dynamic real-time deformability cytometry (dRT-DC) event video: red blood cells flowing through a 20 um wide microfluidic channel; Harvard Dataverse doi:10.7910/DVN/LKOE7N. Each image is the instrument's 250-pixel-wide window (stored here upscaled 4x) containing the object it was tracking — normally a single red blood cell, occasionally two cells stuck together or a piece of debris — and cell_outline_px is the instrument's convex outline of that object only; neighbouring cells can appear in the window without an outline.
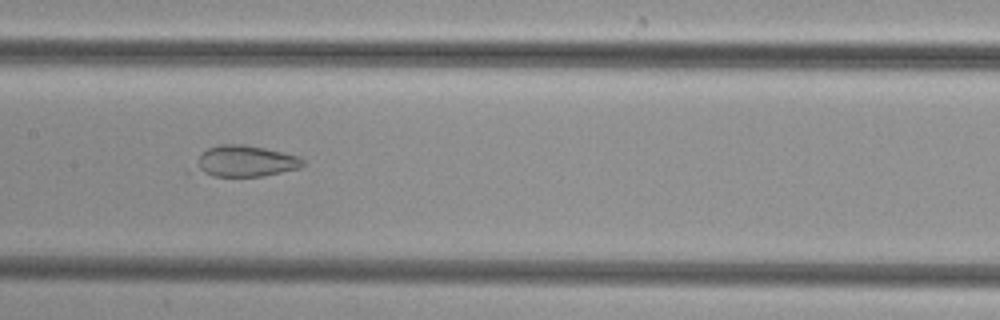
{"species": "common noctule bat (a hibernating species)", "species_latin": "Nyctalus noctula", "temperature_condition": "cold", "stored_images_in_passage": 49, "camera_frame_rate_fps": 3000, "um_per_image_px": 0.085, "animal": {"sex": "female", "body_mass_g": 29.2, "forearm_length_mm": 56.3}, "frame": {"image": 1, "passage_image": 24, "time_ms": 7.667, "image_size_px": [1000, 320], "cell_outline_px": [[304, 164], [300, 168], [264, 176], [188, 176], [184, 172], [208, 148], [220, 144], [240, 144], [264, 148], [300, 156], [304, 160]], "centroid_in_image_um": [20.64, 13.75], "position_along_channel_um": 186.8, "area_um2": 20.58}}
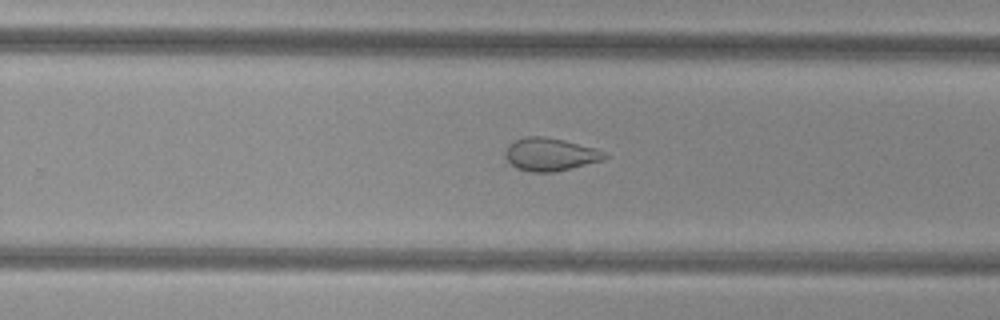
{"frame": {"image": 2, "passage_image": 31, "time_ms": 10.0, "image_size_px": [1000, 320], "cell_outline_px": [[608, 156], [604, 160], [572, 168], [552, 172], [532, 172], [516, 168], [504, 156], [504, 152], [508, 144], [524, 136], [544, 136], [564, 140], [596, 148], [604, 152]], "centroid_in_image_um": [46.76, 13.12], "position_along_channel_um": 283.0, "area_um2": 19.13}}
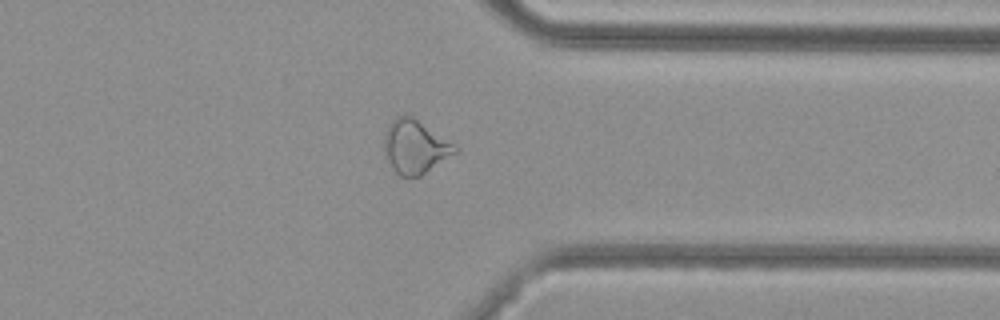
{"frame": {"image": 3, "passage_image": 38, "time_ms": 12.333, "image_size_px": [1000, 320], "cell_outline_px": [[456, 152], [420, 176], [392, 176], [384, 152], [384, 132], [388, 124], [396, 116], [404, 112], [412, 116], [452, 144], [456, 148]], "centroid_in_image_um": [35.16, 12.49], "position_along_channel_um": 376.2, "area_um2": 22.14}}